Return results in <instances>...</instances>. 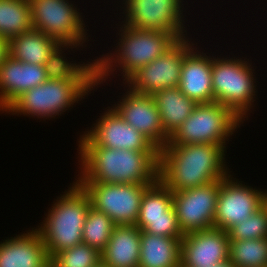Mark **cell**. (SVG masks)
Returning a JSON list of instances; mask_svg holds the SVG:
<instances>
[{"label": "cell", "instance_id": "obj_21", "mask_svg": "<svg viewBox=\"0 0 267 267\" xmlns=\"http://www.w3.org/2000/svg\"><path fill=\"white\" fill-rule=\"evenodd\" d=\"M140 229L136 225H116L101 261L108 267H139Z\"/></svg>", "mask_w": 267, "mask_h": 267}, {"label": "cell", "instance_id": "obj_16", "mask_svg": "<svg viewBox=\"0 0 267 267\" xmlns=\"http://www.w3.org/2000/svg\"><path fill=\"white\" fill-rule=\"evenodd\" d=\"M91 128L83 133L97 146L133 151H159L140 131L126 123L120 114L108 106Z\"/></svg>", "mask_w": 267, "mask_h": 267}, {"label": "cell", "instance_id": "obj_32", "mask_svg": "<svg viewBox=\"0 0 267 267\" xmlns=\"http://www.w3.org/2000/svg\"><path fill=\"white\" fill-rule=\"evenodd\" d=\"M210 267H235V265L229 259H227V260L220 262L218 264H213Z\"/></svg>", "mask_w": 267, "mask_h": 267}, {"label": "cell", "instance_id": "obj_25", "mask_svg": "<svg viewBox=\"0 0 267 267\" xmlns=\"http://www.w3.org/2000/svg\"><path fill=\"white\" fill-rule=\"evenodd\" d=\"M58 44L54 38L32 28L9 40V55L21 62L44 65Z\"/></svg>", "mask_w": 267, "mask_h": 267}, {"label": "cell", "instance_id": "obj_9", "mask_svg": "<svg viewBox=\"0 0 267 267\" xmlns=\"http://www.w3.org/2000/svg\"><path fill=\"white\" fill-rule=\"evenodd\" d=\"M121 24L134 29L173 33L178 39L189 37L184 0H121ZM185 18V19H184ZM186 20V21H185Z\"/></svg>", "mask_w": 267, "mask_h": 267}, {"label": "cell", "instance_id": "obj_20", "mask_svg": "<svg viewBox=\"0 0 267 267\" xmlns=\"http://www.w3.org/2000/svg\"><path fill=\"white\" fill-rule=\"evenodd\" d=\"M2 241L0 267H50L47 248L35 228Z\"/></svg>", "mask_w": 267, "mask_h": 267}, {"label": "cell", "instance_id": "obj_14", "mask_svg": "<svg viewBox=\"0 0 267 267\" xmlns=\"http://www.w3.org/2000/svg\"><path fill=\"white\" fill-rule=\"evenodd\" d=\"M136 226L152 235L184 237L173 207L172 191L159 179L145 189Z\"/></svg>", "mask_w": 267, "mask_h": 267}, {"label": "cell", "instance_id": "obj_30", "mask_svg": "<svg viewBox=\"0 0 267 267\" xmlns=\"http://www.w3.org/2000/svg\"><path fill=\"white\" fill-rule=\"evenodd\" d=\"M229 240H253L267 238V210L262 206L247 219L228 231Z\"/></svg>", "mask_w": 267, "mask_h": 267}, {"label": "cell", "instance_id": "obj_4", "mask_svg": "<svg viewBox=\"0 0 267 267\" xmlns=\"http://www.w3.org/2000/svg\"><path fill=\"white\" fill-rule=\"evenodd\" d=\"M62 193L54 199L43 222L34 227L40 233L50 259L83 243V226L91 207L89 195L76 181Z\"/></svg>", "mask_w": 267, "mask_h": 267}, {"label": "cell", "instance_id": "obj_28", "mask_svg": "<svg viewBox=\"0 0 267 267\" xmlns=\"http://www.w3.org/2000/svg\"><path fill=\"white\" fill-rule=\"evenodd\" d=\"M115 226L116 224L105 213L91 206L83 226V243L101 253L108 244Z\"/></svg>", "mask_w": 267, "mask_h": 267}, {"label": "cell", "instance_id": "obj_3", "mask_svg": "<svg viewBox=\"0 0 267 267\" xmlns=\"http://www.w3.org/2000/svg\"><path fill=\"white\" fill-rule=\"evenodd\" d=\"M118 26L121 27H116L119 38L115 50L95 58L97 88L104 85L115 70L122 74L124 84L141 67L163 55L179 40L173 33L134 29L125 24Z\"/></svg>", "mask_w": 267, "mask_h": 267}, {"label": "cell", "instance_id": "obj_34", "mask_svg": "<svg viewBox=\"0 0 267 267\" xmlns=\"http://www.w3.org/2000/svg\"><path fill=\"white\" fill-rule=\"evenodd\" d=\"M94 267H108L106 264H104L102 261H100L96 266Z\"/></svg>", "mask_w": 267, "mask_h": 267}, {"label": "cell", "instance_id": "obj_1", "mask_svg": "<svg viewBox=\"0 0 267 267\" xmlns=\"http://www.w3.org/2000/svg\"><path fill=\"white\" fill-rule=\"evenodd\" d=\"M77 183L151 185L158 179L159 151L111 149L95 145L84 133L78 139ZM80 171V172H79Z\"/></svg>", "mask_w": 267, "mask_h": 267}, {"label": "cell", "instance_id": "obj_15", "mask_svg": "<svg viewBox=\"0 0 267 267\" xmlns=\"http://www.w3.org/2000/svg\"><path fill=\"white\" fill-rule=\"evenodd\" d=\"M124 91L112 107L120 114L124 121L137 131H140L159 150L168 142L161 123V117L155 99L152 95L133 92L124 84ZM128 88V89H127ZM117 103V104H116Z\"/></svg>", "mask_w": 267, "mask_h": 267}, {"label": "cell", "instance_id": "obj_31", "mask_svg": "<svg viewBox=\"0 0 267 267\" xmlns=\"http://www.w3.org/2000/svg\"><path fill=\"white\" fill-rule=\"evenodd\" d=\"M9 56V40L0 36V65Z\"/></svg>", "mask_w": 267, "mask_h": 267}, {"label": "cell", "instance_id": "obj_2", "mask_svg": "<svg viewBox=\"0 0 267 267\" xmlns=\"http://www.w3.org/2000/svg\"><path fill=\"white\" fill-rule=\"evenodd\" d=\"M228 146L166 144L159 150L158 179L172 192L200 187L230 174Z\"/></svg>", "mask_w": 267, "mask_h": 267}, {"label": "cell", "instance_id": "obj_26", "mask_svg": "<svg viewBox=\"0 0 267 267\" xmlns=\"http://www.w3.org/2000/svg\"><path fill=\"white\" fill-rule=\"evenodd\" d=\"M29 0H0V36L7 40L31 30Z\"/></svg>", "mask_w": 267, "mask_h": 267}, {"label": "cell", "instance_id": "obj_8", "mask_svg": "<svg viewBox=\"0 0 267 267\" xmlns=\"http://www.w3.org/2000/svg\"><path fill=\"white\" fill-rule=\"evenodd\" d=\"M33 29L42 31L59 44H88L84 17L69 0H29ZM81 12V13H80ZM87 29V30H86Z\"/></svg>", "mask_w": 267, "mask_h": 267}, {"label": "cell", "instance_id": "obj_6", "mask_svg": "<svg viewBox=\"0 0 267 267\" xmlns=\"http://www.w3.org/2000/svg\"><path fill=\"white\" fill-rule=\"evenodd\" d=\"M221 57L213 55L212 60L214 102L228 107L243 121L248 120L258 97L255 66L244 57Z\"/></svg>", "mask_w": 267, "mask_h": 267}, {"label": "cell", "instance_id": "obj_22", "mask_svg": "<svg viewBox=\"0 0 267 267\" xmlns=\"http://www.w3.org/2000/svg\"><path fill=\"white\" fill-rule=\"evenodd\" d=\"M181 240L140 230L139 267H180Z\"/></svg>", "mask_w": 267, "mask_h": 267}, {"label": "cell", "instance_id": "obj_33", "mask_svg": "<svg viewBox=\"0 0 267 267\" xmlns=\"http://www.w3.org/2000/svg\"><path fill=\"white\" fill-rule=\"evenodd\" d=\"M262 206L267 210V190H263V204Z\"/></svg>", "mask_w": 267, "mask_h": 267}, {"label": "cell", "instance_id": "obj_19", "mask_svg": "<svg viewBox=\"0 0 267 267\" xmlns=\"http://www.w3.org/2000/svg\"><path fill=\"white\" fill-rule=\"evenodd\" d=\"M48 79L44 65L18 61L10 55L0 65V112L22 93Z\"/></svg>", "mask_w": 267, "mask_h": 267}, {"label": "cell", "instance_id": "obj_12", "mask_svg": "<svg viewBox=\"0 0 267 267\" xmlns=\"http://www.w3.org/2000/svg\"><path fill=\"white\" fill-rule=\"evenodd\" d=\"M231 173L219 180L214 228L228 231L234 225L247 219L263 204V191L248 186Z\"/></svg>", "mask_w": 267, "mask_h": 267}, {"label": "cell", "instance_id": "obj_17", "mask_svg": "<svg viewBox=\"0 0 267 267\" xmlns=\"http://www.w3.org/2000/svg\"><path fill=\"white\" fill-rule=\"evenodd\" d=\"M227 231L210 228L185 234L181 240L180 267H210L229 258Z\"/></svg>", "mask_w": 267, "mask_h": 267}, {"label": "cell", "instance_id": "obj_10", "mask_svg": "<svg viewBox=\"0 0 267 267\" xmlns=\"http://www.w3.org/2000/svg\"><path fill=\"white\" fill-rule=\"evenodd\" d=\"M91 206L105 213L116 225H136L147 184L78 183Z\"/></svg>", "mask_w": 267, "mask_h": 267}, {"label": "cell", "instance_id": "obj_7", "mask_svg": "<svg viewBox=\"0 0 267 267\" xmlns=\"http://www.w3.org/2000/svg\"><path fill=\"white\" fill-rule=\"evenodd\" d=\"M244 123L231 109L218 102L197 104L167 144H217L226 146ZM228 142V143H227Z\"/></svg>", "mask_w": 267, "mask_h": 267}, {"label": "cell", "instance_id": "obj_18", "mask_svg": "<svg viewBox=\"0 0 267 267\" xmlns=\"http://www.w3.org/2000/svg\"><path fill=\"white\" fill-rule=\"evenodd\" d=\"M198 49V50H197ZM193 46L184 56L178 88L197 104L214 102L212 89L213 54Z\"/></svg>", "mask_w": 267, "mask_h": 267}, {"label": "cell", "instance_id": "obj_5", "mask_svg": "<svg viewBox=\"0 0 267 267\" xmlns=\"http://www.w3.org/2000/svg\"><path fill=\"white\" fill-rule=\"evenodd\" d=\"M95 89L97 90L96 80L47 79L18 96L3 113L30 116L43 121L55 119L88 97L92 90L94 93Z\"/></svg>", "mask_w": 267, "mask_h": 267}, {"label": "cell", "instance_id": "obj_24", "mask_svg": "<svg viewBox=\"0 0 267 267\" xmlns=\"http://www.w3.org/2000/svg\"><path fill=\"white\" fill-rule=\"evenodd\" d=\"M155 99L165 134L170 138L191 115L197 103L185 96L178 87L156 91Z\"/></svg>", "mask_w": 267, "mask_h": 267}, {"label": "cell", "instance_id": "obj_27", "mask_svg": "<svg viewBox=\"0 0 267 267\" xmlns=\"http://www.w3.org/2000/svg\"><path fill=\"white\" fill-rule=\"evenodd\" d=\"M228 259L235 267H267V238L230 240Z\"/></svg>", "mask_w": 267, "mask_h": 267}, {"label": "cell", "instance_id": "obj_29", "mask_svg": "<svg viewBox=\"0 0 267 267\" xmlns=\"http://www.w3.org/2000/svg\"><path fill=\"white\" fill-rule=\"evenodd\" d=\"M101 261V253L85 243L65 249L51 258L52 267H94Z\"/></svg>", "mask_w": 267, "mask_h": 267}, {"label": "cell", "instance_id": "obj_13", "mask_svg": "<svg viewBox=\"0 0 267 267\" xmlns=\"http://www.w3.org/2000/svg\"><path fill=\"white\" fill-rule=\"evenodd\" d=\"M218 193L219 180L172 192L173 207L184 235L213 228Z\"/></svg>", "mask_w": 267, "mask_h": 267}, {"label": "cell", "instance_id": "obj_11", "mask_svg": "<svg viewBox=\"0 0 267 267\" xmlns=\"http://www.w3.org/2000/svg\"><path fill=\"white\" fill-rule=\"evenodd\" d=\"M197 44L188 37L179 39L163 55L141 67L124 84L133 92L146 95L178 87L184 56L194 45L198 46Z\"/></svg>", "mask_w": 267, "mask_h": 267}, {"label": "cell", "instance_id": "obj_23", "mask_svg": "<svg viewBox=\"0 0 267 267\" xmlns=\"http://www.w3.org/2000/svg\"><path fill=\"white\" fill-rule=\"evenodd\" d=\"M85 44H58L49 54L44 67L50 80H96L95 60L89 62L68 61L65 51L70 52L86 47ZM76 48V49H75ZM69 49V50H68ZM75 49V50H73Z\"/></svg>", "mask_w": 267, "mask_h": 267}]
</instances>
